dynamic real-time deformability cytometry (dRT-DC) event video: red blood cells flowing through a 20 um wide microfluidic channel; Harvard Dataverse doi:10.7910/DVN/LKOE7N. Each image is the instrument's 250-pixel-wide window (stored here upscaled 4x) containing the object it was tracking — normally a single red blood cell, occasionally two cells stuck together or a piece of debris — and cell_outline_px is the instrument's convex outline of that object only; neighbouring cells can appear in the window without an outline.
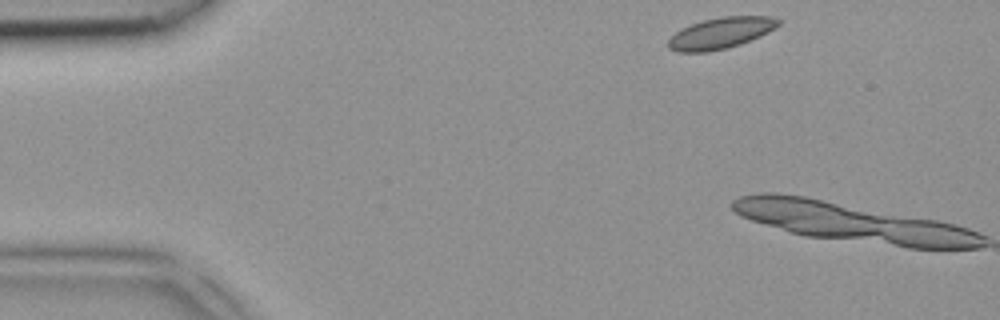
{"species": "common noctule bat (a hibernating species)", "species_latin": "Nyctalus noctula", "temperature_condition": "room temperature", "stored_images_in_passage": 2, "camera_frame_rate_fps": 3000, "um_per_image_px": 0.085, "animal": {"sex": "female", "body_mass_g": 18.4}, "frame": {"image": 1, "passage_image": 1, "time_ms": 0.0, "image_size_px": [1000, 320], "cell_outline_px": [[780, 24], [760, 36], [740, 44], [728, 48], [708, 52], [676, 52], [668, 48], [668, 40], [680, 28], [704, 20], [724, 16], [772, 16], [780, 20]], "centroid_in_image_um": [61.24, 2.82], "position_along_channel_um": 23.8, "area_um2": 19.94}}